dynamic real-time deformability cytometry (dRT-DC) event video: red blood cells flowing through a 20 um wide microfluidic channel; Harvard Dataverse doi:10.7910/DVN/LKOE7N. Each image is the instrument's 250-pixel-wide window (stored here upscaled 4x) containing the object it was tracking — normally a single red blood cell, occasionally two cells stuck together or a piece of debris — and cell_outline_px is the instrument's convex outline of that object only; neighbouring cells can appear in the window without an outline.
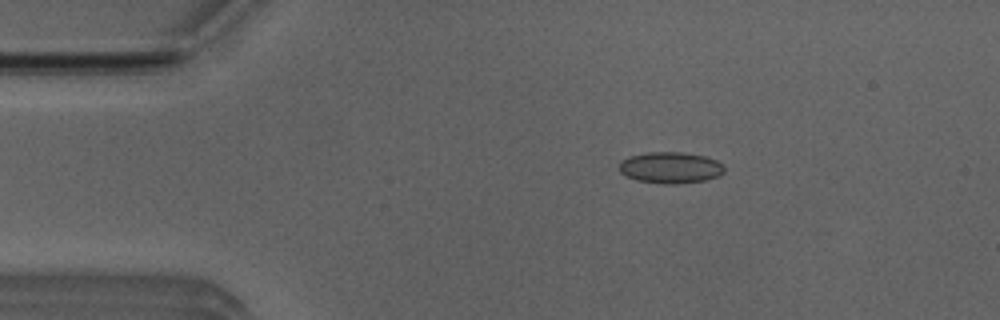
{"species": "Egyptian fruit bat (a non-hibernating species)", "species_latin": "Rousettus aegyptiacus", "temperature_condition": "room temperature", "stored_images_in_passage": 51, "camera_frame_rate_fps": 3000, "um_per_image_px": 0.085, "animal": {"sex": "male"}, "frame": {"image": 1, "passage_image": 9, "time_ms": 2.667, "image_size_px": [1000, 320], "cell_outline_px": [[724, 172], [720, 176], [704, 180], [676, 184], [664, 184], [636, 180], [620, 172], [620, 160], [628, 156], [648, 152], [680, 152], [704, 156], [716, 160], [724, 164]], "centroid_in_image_um": [57.0, 14.24], "position_along_channel_um": 28.0, "area_um2": 19.25}}
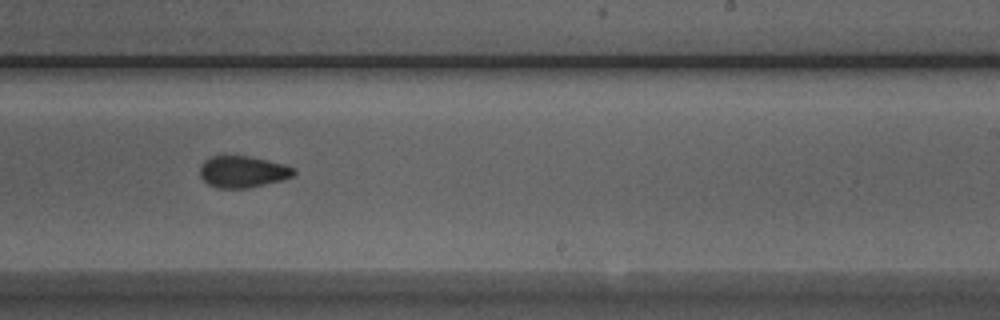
{"frame": {"image": 2, "passage_image": 31, "time_ms": 10.0, "image_size_px": [1000, 320], "cell_outline_px": [[296, 172], [292, 176], [284, 180], [248, 188], [216, 188], [208, 184], [200, 176], [200, 164], [204, 160], [212, 156], [248, 156], [268, 160], [284, 164], [296, 168]], "centroid_in_image_um": [20.64, 14.6], "position_along_channel_um": 268.4, "area_um2": 17.46}}
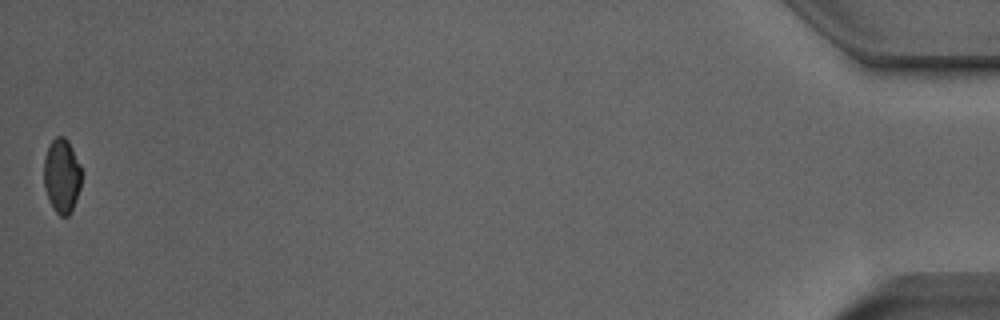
{"frame": {"image": 3, "passage_image": 51, "time_ms": 16.667, "image_size_px": [1000, 320], "cell_outline_px": [[80, 188], [76, 200], [68, 216], [60, 216], [52, 208], [44, 188], [44, 156], [52, 140], [56, 136], [64, 136], [68, 140], [80, 164]], "centroid_in_image_um": [5.24, 14.94], "position_along_channel_um": 430.0, "area_um2": 16.24}, "authors_computed_cell_mechanics": {"area_um2": 18.0336, "velocity_mm_per_s": 3.9792, "shape_relaxation_time_tau1_ms": 3.179, "shape_relaxation_time_tau2_ms": 1.4818, "deformation_change_tau1": 0.0661, "deformation_change_tau2": 0.0595}}